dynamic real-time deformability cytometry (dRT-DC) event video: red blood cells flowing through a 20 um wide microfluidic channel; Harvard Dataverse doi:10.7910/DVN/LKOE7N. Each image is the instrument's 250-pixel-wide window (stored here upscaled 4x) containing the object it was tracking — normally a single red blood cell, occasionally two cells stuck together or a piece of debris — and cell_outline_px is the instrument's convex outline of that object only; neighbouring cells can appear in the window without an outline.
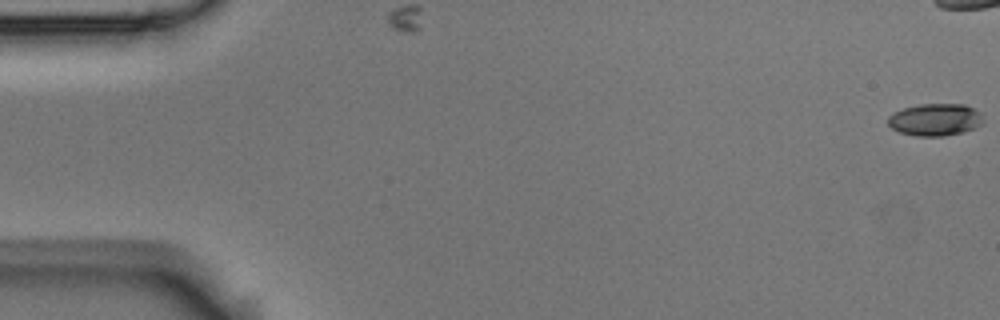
{"species": "Egyptian fruit bat (a non-hibernating species)", "species_latin": "Rousettus aegyptiacus", "temperature_condition": "room temperature", "stored_images_in_passage": 45, "camera_frame_rate_fps": 3000, "um_per_image_px": 0.085, "animal": {"sex": "male"}, "frame": {"image": 1, "passage_image": 1, "time_ms": 0.0, "image_size_px": [1000, 320], "cell_outline_px": [[980, 124], [964, 132], [944, 136], [916, 136], [900, 132], [892, 128], [888, 124], [888, 116], [892, 112], [904, 108], [920, 104], [964, 104], [980, 112]], "centroid_in_image_um": [79.43, 10.17], "position_along_channel_um": 5.6, "area_um2": 17.69}}
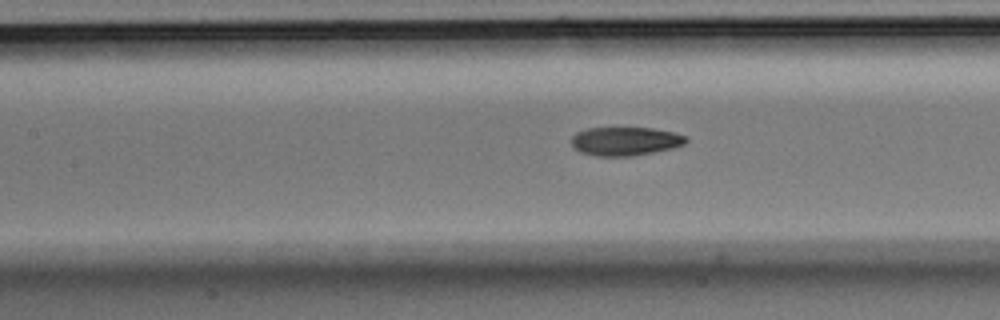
{"frame": {"image": 2, "passage_image": 25, "time_ms": 8.0, "image_size_px": [1000, 320], "cell_outline_px": [[688, 140], [684, 144], [672, 148], [632, 156], [596, 156], [580, 152], [572, 144], [572, 136], [576, 132], [588, 128], [652, 128], [676, 132], [688, 136]], "centroid_in_image_um": [53.18, 11.99], "position_along_channel_um": 154.2, "area_um2": 19.13}}
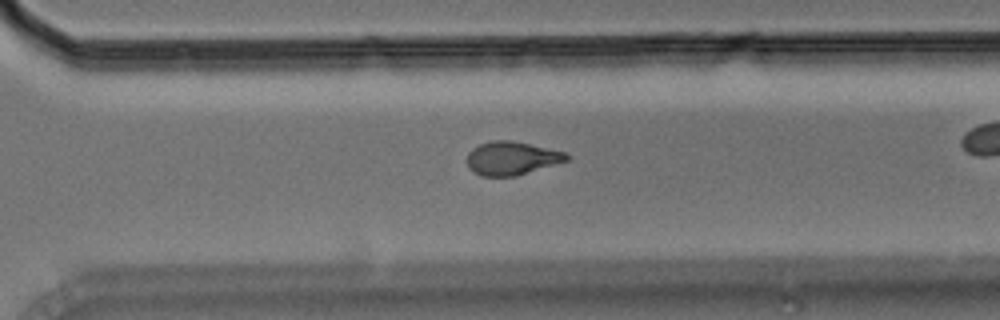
{"frame": {"image": 3, "passage_image": 39, "time_ms": 12.667, "image_size_px": [1000, 320], "cell_outline_px": [[572, 156], [568, 160], [516, 176], [480, 176], [468, 168], [468, 152], [472, 148], [480, 144], [492, 140], [512, 140], [564, 152]], "centroid_in_image_um": [43.48, 13.45], "position_along_channel_um": 327.1, "area_um2": 19.31}}